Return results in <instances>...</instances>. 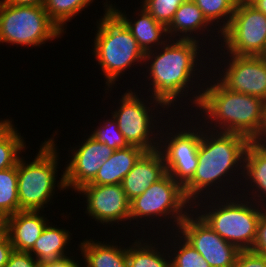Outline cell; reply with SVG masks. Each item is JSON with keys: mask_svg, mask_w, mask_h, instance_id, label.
Masks as SVG:
<instances>
[{"mask_svg": "<svg viewBox=\"0 0 266 267\" xmlns=\"http://www.w3.org/2000/svg\"><path fill=\"white\" fill-rule=\"evenodd\" d=\"M204 48L209 51L207 47L196 40L169 39L159 48L145 53L142 75L146 80H141L145 82L139 81L140 86L137 85L138 83L134 85L137 89L141 87V90L138 91L143 89V93L160 102L171 114L195 113L201 99L205 79L210 74L207 69H210L208 62H210L209 54L211 52H206ZM147 87L149 88L147 89Z\"/></svg>", "mask_w": 266, "mask_h": 267, "instance_id": "obj_1", "label": "cell"}, {"mask_svg": "<svg viewBox=\"0 0 266 267\" xmlns=\"http://www.w3.org/2000/svg\"><path fill=\"white\" fill-rule=\"evenodd\" d=\"M250 142L243 135L211 131L201 123L198 165L193 178L183 187L185 197L194 204L206 197L238 194Z\"/></svg>", "mask_w": 266, "mask_h": 267, "instance_id": "obj_2", "label": "cell"}, {"mask_svg": "<svg viewBox=\"0 0 266 267\" xmlns=\"http://www.w3.org/2000/svg\"><path fill=\"white\" fill-rule=\"evenodd\" d=\"M265 111L266 101L230 91L210 73L193 115L208 130L237 133L253 141L261 130Z\"/></svg>", "mask_w": 266, "mask_h": 267, "instance_id": "obj_3", "label": "cell"}, {"mask_svg": "<svg viewBox=\"0 0 266 267\" xmlns=\"http://www.w3.org/2000/svg\"><path fill=\"white\" fill-rule=\"evenodd\" d=\"M102 2L104 3V13L99 19H96L97 27L94 30L97 32L92 40L94 41V44L91 45L93 50L90 49L92 53L89 54L93 55L96 65L99 66L98 69L105 78L104 92L107 95L102 100L104 101L109 96L110 99L112 98L110 93L116 90V86H118L116 82L120 84L119 81L125 76V73L129 74L132 68L134 69L131 72L135 73V70L138 69L139 74L142 75L145 53L138 46L136 39L127 27L109 10L110 1ZM114 87L115 89H113Z\"/></svg>", "mask_w": 266, "mask_h": 267, "instance_id": "obj_4", "label": "cell"}, {"mask_svg": "<svg viewBox=\"0 0 266 267\" xmlns=\"http://www.w3.org/2000/svg\"><path fill=\"white\" fill-rule=\"evenodd\" d=\"M192 210L193 204L185 197L183 187L166 173L157 182L152 183L143 194L130 201V228L128 227L125 232L132 234L134 231L135 235L142 233L147 236L145 232L147 228L148 234L155 233L157 236L177 231L179 224ZM136 227L139 228L136 230ZM150 230L156 231L151 233Z\"/></svg>", "mask_w": 266, "mask_h": 267, "instance_id": "obj_5", "label": "cell"}, {"mask_svg": "<svg viewBox=\"0 0 266 267\" xmlns=\"http://www.w3.org/2000/svg\"><path fill=\"white\" fill-rule=\"evenodd\" d=\"M55 130L52 137L41 141L40 148L32 159L27 160L23 155L18 161V197L21 210L45 211L48 205H53L54 196L60 190L67 191L64 180V169L60 161V149L57 145ZM58 133V134H57ZM26 159V160H25ZM61 168V177H58ZM59 169V170H58ZM59 178V180H58ZM57 187V188H56ZM58 190V191H57ZM56 192V193H55Z\"/></svg>", "mask_w": 266, "mask_h": 267, "instance_id": "obj_6", "label": "cell"}, {"mask_svg": "<svg viewBox=\"0 0 266 267\" xmlns=\"http://www.w3.org/2000/svg\"><path fill=\"white\" fill-rule=\"evenodd\" d=\"M193 210L225 241L252 250L263 210L256 202L239 193L213 196L196 201Z\"/></svg>", "mask_w": 266, "mask_h": 267, "instance_id": "obj_7", "label": "cell"}, {"mask_svg": "<svg viewBox=\"0 0 266 267\" xmlns=\"http://www.w3.org/2000/svg\"><path fill=\"white\" fill-rule=\"evenodd\" d=\"M128 88L122 93L123 95H119L121 98L115 99V102L117 99L119 101L117 109L113 108L115 110H109L111 111L109 113L117 121L118 128L129 145L140 147L145 151L156 150L159 148L162 124L167 120L166 116H171V113L150 95L134 89V85Z\"/></svg>", "mask_w": 266, "mask_h": 267, "instance_id": "obj_8", "label": "cell"}, {"mask_svg": "<svg viewBox=\"0 0 266 267\" xmlns=\"http://www.w3.org/2000/svg\"><path fill=\"white\" fill-rule=\"evenodd\" d=\"M200 141L201 122L194 115L171 114L162 124L158 149L163 155L166 172L182 187L196 172Z\"/></svg>", "mask_w": 266, "mask_h": 267, "instance_id": "obj_9", "label": "cell"}, {"mask_svg": "<svg viewBox=\"0 0 266 267\" xmlns=\"http://www.w3.org/2000/svg\"><path fill=\"white\" fill-rule=\"evenodd\" d=\"M63 35L43 6H18L0 0V45L40 48Z\"/></svg>", "mask_w": 266, "mask_h": 267, "instance_id": "obj_10", "label": "cell"}, {"mask_svg": "<svg viewBox=\"0 0 266 267\" xmlns=\"http://www.w3.org/2000/svg\"><path fill=\"white\" fill-rule=\"evenodd\" d=\"M211 53L214 58H210L208 70L225 88L266 101V61L263 56L227 54L219 47Z\"/></svg>", "mask_w": 266, "mask_h": 267, "instance_id": "obj_11", "label": "cell"}, {"mask_svg": "<svg viewBox=\"0 0 266 267\" xmlns=\"http://www.w3.org/2000/svg\"><path fill=\"white\" fill-rule=\"evenodd\" d=\"M220 42L218 47L227 54L266 55V15L253 5L236 6L229 25L221 32Z\"/></svg>", "mask_w": 266, "mask_h": 267, "instance_id": "obj_12", "label": "cell"}, {"mask_svg": "<svg viewBox=\"0 0 266 267\" xmlns=\"http://www.w3.org/2000/svg\"><path fill=\"white\" fill-rule=\"evenodd\" d=\"M74 193L82 196L84 207L83 211L89 219H94L96 223L108 229V226L119 230H126L130 227V201L121 184L95 185L86 184ZM116 223V224H115ZM122 223V224H121ZM108 224V225H107ZM117 225V226H116ZM122 226L124 229H122ZM115 226V227H113ZM124 233V234H123Z\"/></svg>", "mask_w": 266, "mask_h": 267, "instance_id": "obj_13", "label": "cell"}, {"mask_svg": "<svg viewBox=\"0 0 266 267\" xmlns=\"http://www.w3.org/2000/svg\"><path fill=\"white\" fill-rule=\"evenodd\" d=\"M177 232L203 256L210 267H233L240 250L225 241L194 210Z\"/></svg>", "mask_w": 266, "mask_h": 267, "instance_id": "obj_14", "label": "cell"}, {"mask_svg": "<svg viewBox=\"0 0 266 267\" xmlns=\"http://www.w3.org/2000/svg\"><path fill=\"white\" fill-rule=\"evenodd\" d=\"M84 137H82V142L80 141L78 146L71 147L70 145L67 150V156H69L68 159L66 158L67 161L64 165V180L67 191L75 192L83 185L90 183L104 161L115 151L105 143L97 142L87 133Z\"/></svg>", "mask_w": 266, "mask_h": 267, "instance_id": "obj_15", "label": "cell"}, {"mask_svg": "<svg viewBox=\"0 0 266 267\" xmlns=\"http://www.w3.org/2000/svg\"><path fill=\"white\" fill-rule=\"evenodd\" d=\"M167 34L169 39L199 41L210 52L219 46L221 39V33L206 19L193 0H186L179 6L167 27Z\"/></svg>", "mask_w": 266, "mask_h": 267, "instance_id": "obj_16", "label": "cell"}, {"mask_svg": "<svg viewBox=\"0 0 266 267\" xmlns=\"http://www.w3.org/2000/svg\"><path fill=\"white\" fill-rule=\"evenodd\" d=\"M119 8L116 2L113 4L110 1L109 10L127 27L144 53L159 48L169 40L167 28L141 5L137 8L135 6L137 10H133V16Z\"/></svg>", "mask_w": 266, "mask_h": 267, "instance_id": "obj_17", "label": "cell"}, {"mask_svg": "<svg viewBox=\"0 0 266 267\" xmlns=\"http://www.w3.org/2000/svg\"><path fill=\"white\" fill-rule=\"evenodd\" d=\"M43 212L45 211L21 210L5 218V233L14 250L29 252L33 248L50 222Z\"/></svg>", "mask_w": 266, "mask_h": 267, "instance_id": "obj_18", "label": "cell"}, {"mask_svg": "<svg viewBox=\"0 0 266 267\" xmlns=\"http://www.w3.org/2000/svg\"><path fill=\"white\" fill-rule=\"evenodd\" d=\"M166 173L165 161L159 149L145 151L121 183L128 200L143 194Z\"/></svg>", "mask_w": 266, "mask_h": 267, "instance_id": "obj_19", "label": "cell"}, {"mask_svg": "<svg viewBox=\"0 0 266 267\" xmlns=\"http://www.w3.org/2000/svg\"><path fill=\"white\" fill-rule=\"evenodd\" d=\"M115 237L112 240L104 239V241L89 237L90 239L84 238L80 241L76 251L78 250L82 256L83 267H128L127 244L124 240L120 242L124 236L119 237V244L116 241L117 235Z\"/></svg>", "mask_w": 266, "mask_h": 267, "instance_id": "obj_20", "label": "cell"}, {"mask_svg": "<svg viewBox=\"0 0 266 267\" xmlns=\"http://www.w3.org/2000/svg\"><path fill=\"white\" fill-rule=\"evenodd\" d=\"M241 188L239 194L266 208V151L252 141L245 153Z\"/></svg>", "mask_w": 266, "mask_h": 267, "instance_id": "obj_21", "label": "cell"}, {"mask_svg": "<svg viewBox=\"0 0 266 267\" xmlns=\"http://www.w3.org/2000/svg\"><path fill=\"white\" fill-rule=\"evenodd\" d=\"M133 236L136 238H132L134 242L129 240L130 243L127 244L128 267H171L163 234L157 238L155 234H148L146 238L145 234H138V238L135 234Z\"/></svg>", "mask_w": 266, "mask_h": 267, "instance_id": "obj_22", "label": "cell"}, {"mask_svg": "<svg viewBox=\"0 0 266 267\" xmlns=\"http://www.w3.org/2000/svg\"><path fill=\"white\" fill-rule=\"evenodd\" d=\"M49 222L29 253L40 263L52 262L72 255L73 239L69 229ZM71 243V244H70Z\"/></svg>", "mask_w": 266, "mask_h": 267, "instance_id": "obj_23", "label": "cell"}, {"mask_svg": "<svg viewBox=\"0 0 266 267\" xmlns=\"http://www.w3.org/2000/svg\"><path fill=\"white\" fill-rule=\"evenodd\" d=\"M145 152L140 147L130 145L120 148L104 161L95 178L88 184L110 185L121 184L124 177L133 168L135 162Z\"/></svg>", "mask_w": 266, "mask_h": 267, "instance_id": "obj_24", "label": "cell"}, {"mask_svg": "<svg viewBox=\"0 0 266 267\" xmlns=\"http://www.w3.org/2000/svg\"><path fill=\"white\" fill-rule=\"evenodd\" d=\"M164 240L171 267H210L203 256L177 231L166 232Z\"/></svg>", "mask_w": 266, "mask_h": 267, "instance_id": "obj_25", "label": "cell"}, {"mask_svg": "<svg viewBox=\"0 0 266 267\" xmlns=\"http://www.w3.org/2000/svg\"><path fill=\"white\" fill-rule=\"evenodd\" d=\"M95 0H45L44 9L49 18L66 34L67 23L77 15L82 14L85 8L90 7ZM97 1V0H96Z\"/></svg>", "mask_w": 266, "mask_h": 267, "instance_id": "obj_26", "label": "cell"}, {"mask_svg": "<svg viewBox=\"0 0 266 267\" xmlns=\"http://www.w3.org/2000/svg\"><path fill=\"white\" fill-rule=\"evenodd\" d=\"M24 139L14 123L0 136V170L17 165L22 154L29 148Z\"/></svg>", "mask_w": 266, "mask_h": 267, "instance_id": "obj_27", "label": "cell"}, {"mask_svg": "<svg viewBox=\"0 0 266 267\" xmlns=\"http://www.w3.org/2000/svg\"><path fill=\"white\" fill-rule=\"evenodd\" d=\"M17 185L18 163L0 170V215L4 219L20 211Z\"/></svg>", "mask_w": 266, "mask_h": 267, "instance_id": "obj_28", "label": "cell"}, {"mask_svg": "<svg viewBox=\"0 0 266 267\" xmlns=\"http://www.w3.org/2000/svg\"><path fill=\"white\" fill-rule=\"evenodd\" d=\"M193 2L220 33L229 25L236 7L234 0H193Z\"/></svg>", "mask_w": 266, "mask_h": 267, "instance_id": "obj_29", "label": "cell"}, {"mask_svg": "<svg viewBox=\"0 0 266 267\" xmlns=\"http://www.w3.org/2000/svg\"><path fill=\"white\" fill-rule=\"evenodd\" d=\"M106 114H108L107 111L104 115V118L102 117L103 121L100 119L98 126H96L94 131L90 132L89 135L92 136L97 142L105 143L114 150L130 146L119 130L117 121L112 115L107 117L108 115Z\"/></svg>", "mask_w": 266, "mask_h": 267, "instance_id": "obj_30", "label": "cell"}, {"mask_svg": "<svg viewBox=\"0 0 266 267\" xmlns=\"http://www.w3.org/2000/svg\"><path fill=\"white\" fill-rule=\"evenodd\" d=\"M186 0H140L139 4L144 7L152 17L166 28L173 20L179 6Z\"/></svg>", "mask_w": 266, "mask_h": 267, "instance_id": "obj_31", "label": "cell"}, {"mask_svg": "<svg viewBox=\"0 0 266 267\" xmlns=\"http://www.w3.org/2000/svg\"><path fill=\"white\" fill-rule=\"evenodd\" d=\"M233 267H266V257L253 250H240Z\"/></svg>", "mask_w": 266, "mask_h": 267, "instance_id": "obj_32", "label": "cell"}, {"mask_svg": "<svg viewBox=\"0 0 266 267\" xmlns=\"http://www.w3.org/2000/svg\"><path fill=\"white\" fill-rule=\"evenodd\" d=\"M40 265L29 252L13 250L5 267H40Z\"/></svg>", "mask_w": 266, "mask_h": 267, "instance_id": "obj_33", "label": "cell"}, {"mask_svg": "<svg viewBox=\"0 0 266 267\" xmlns=\"http://www.w3.org/2000/svg\"><path fill=\"white\" fill-rule=\"evenodd\" d=\"M252 250L266 257V208H263L258 223L256 241Z\"/></svg>", "mask_w": 266, "mask_h": 267, "instance_id": "obj_34", "label": "cell"}, {"mask_svg": "<svg viewBox=\"0 0 266 267\" xmlns=\"http://www.w3.org/2000/svg\"><path fill=\"white\" fill-rule=\"evenodd\" d=\"M72 253H74V256L72 254V256L70 255L68 257L58 259L56 261L45 262L42 263L40 267H83L82 258H77V255L78 257H81V255L76 253L75 256V252Z\"/></svg>", "mask_w": 266, "mask_h": 267, "instance_id": "obj_35", "label": "cell"}, {"mask_svg": "<svg viewBox=\"0 0 266 267\" xmlns=\"http://www.w3.org/2000/svg\"><path fill=\"white\" fill-rule=\"evenodd\" d=\"M14 248L6 233L0 237V267H5Z\"/></svg>", "mask_w": 266, "mask_h": 267, "instance_id": "obj_36", "label": "cell"}, {"mask_svg": "<svg viewBox=\"0 0 266 267\" xmlns=\"http://www.w3.org/2000/svg\"><path fill=\"white\" fill-rule=\"evenodd\" d=\"M252 142L266 151V111L261 130Z\"/></svg>", "mask_w": 266, "mask_h": 267, "instance_id": "obj_37", "label": "cell"}, {"mask_svg": "<svg viewBox=\"0 0 266 267\" xmlns=\"http://www.w3.org/2000/svg\"><path fill=\"white\" fill-rule=\"evenodd\" d=\"M11 5L18 6H44L45 0H2Z\"/></svg>", "mask_w": 266, "mask_h": 267, "instance_id": "obj_38", "label": "cell"}, {"mask_svg": "<svg viewBox=\"0 0 266 267\" xmlns=\"http://www.w3.org/2000/svg\"><path fill=\"white\" fill-rule=\"evenodd\" d=\"M9 118H0V136L14 123V119Z\"/></svg>", "mask_w": 266, "mask_h": 267, "instance_id": "obj_39", "label": "cell"}, {"mask_svg": "<svg viewBox=\"0 0 266 267\" xmlns=\"http://www.w3.org/2000/svg\"><path fill=\"white\" fill-rule=\"evenodd\" d=\"M253 6L266 15V0H258Z\"/></svg>", "mask_w": 266, "mask_h": 267, "instance_id": "obj_40", "label": "cell"}, {"mask_svg": "<svg viewBox=\"0 0 266 267\" xmlns=\"http://www.w3.org/2000/svg\"><path fill=\"white\" fill-rule=\"evenodd\" d=\"M236 6H251L258 0H234Z\"/></svg>", "mask_w": 266, "mask_h": 267, "instance_id": "obj_41", "label": "cell"}, {"mask_svg": "<svg viewBox=\"0 0 266 267\" xmlns=\"http://www.w3.org/2000/svg\"><path fill=\"white\" fill-rule=\"evenodd\" d=\"M0 229H5V219L0 215Z\"/></svg>", "mask_w": 266, "mask_h": 267, "instance_id": "obj_42", "label": "cell"}, {"mask_svg": "<svg viewBox=\"0 0 266 267\" xmlns=\"http://www.w3.org/2000/svg\"><path fill=\"white\" fill-rule=\"evenodd\" d=\"M5 233V229H0V237Z\"/></svg>", "mask_w": 266, "mask_h": 267, "instance_id": "obj_43", "label": "cell"}]
</instances>
